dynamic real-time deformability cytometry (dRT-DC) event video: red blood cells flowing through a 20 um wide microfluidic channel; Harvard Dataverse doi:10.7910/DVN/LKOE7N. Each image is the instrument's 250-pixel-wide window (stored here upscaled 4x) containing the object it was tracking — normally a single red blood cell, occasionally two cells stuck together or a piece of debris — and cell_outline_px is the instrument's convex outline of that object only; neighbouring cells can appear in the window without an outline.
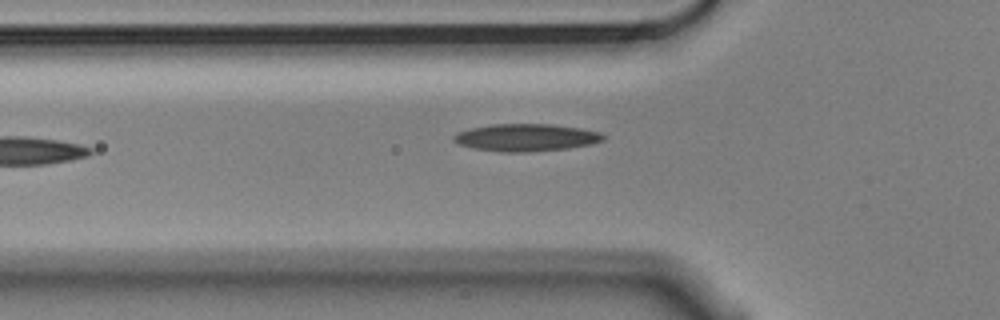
{"species": "Egyptian fruit bat (a non-hibernating species)", "species_latin": "Rousettus aegyptiacus", "temperature_condition": "cold", "stored_images_in_passage": 7, "camera_frame_rate_fps": 3000, "um_per_image_px": 0.085, "animal": {"sex": "male"}, "frame": {"image": 1, "passage_image": 6, "time_ms": 1.667, "image_size_px": [1000, 320], "cell_outline_px": [[604, 140], [592, 144], [568, 148], [528, 152], [504, 152], [476, 148], [460, 144], [452, 140], [452, 136], [456, 132], [472, 128], [492, 124], [552, 124], [580, 128], [600, 132], [604, 136]], "centroid_in_image_um": [44.72, 11.68], "position_along_channel_um": 81.1, "area_um2": 23.76}}
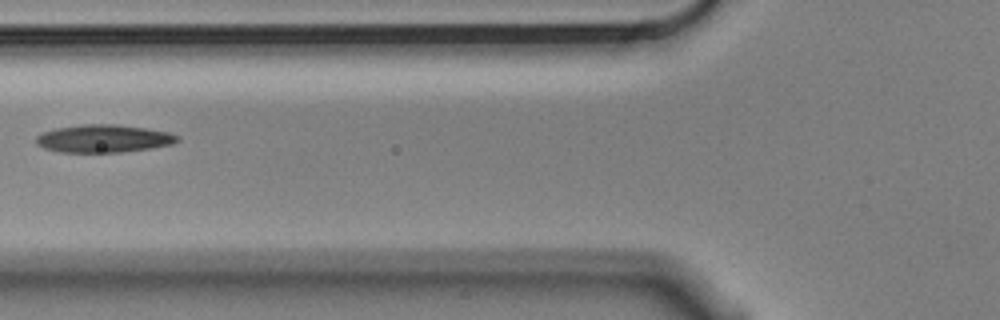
{"frame": {"image": 2, "passage_image": 7, "time_ms": 2.0, "image_size_px": [1000, 320], "cell_outline_px": [[180, 140], [172, 144], [148, 148], [120, 152], [60, 152], [44, 148], [36, 144], [36, 136], [40, 132], [56, 128], [80, 124], [116, 124], [144, 128], [168, 132], [180, 136]], "centroid_in_image_um": [8.76, 11.77], "position_along_channel_um": 117.0, "area_um2": 22.89}}